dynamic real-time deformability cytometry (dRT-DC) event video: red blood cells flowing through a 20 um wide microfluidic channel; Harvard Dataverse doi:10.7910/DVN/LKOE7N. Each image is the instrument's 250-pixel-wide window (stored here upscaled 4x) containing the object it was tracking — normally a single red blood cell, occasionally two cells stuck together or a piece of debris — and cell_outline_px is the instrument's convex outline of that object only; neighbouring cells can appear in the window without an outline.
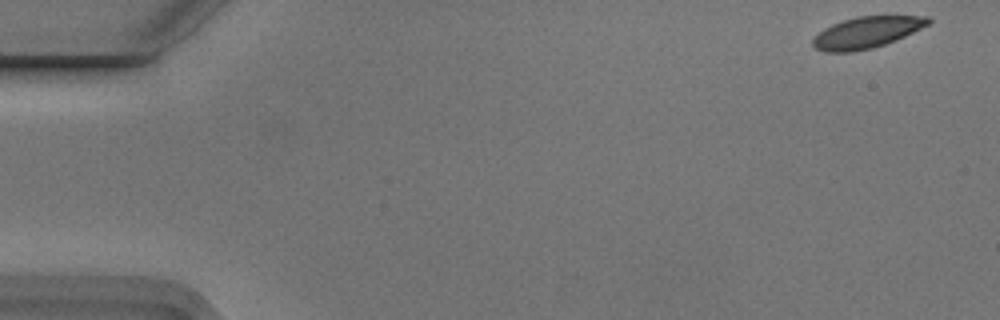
{"species": "Egyptian fruit bat (a non-hibernating species)", "species_latin": "Rousettus aegyptiacus", "temperature_condition": "cold", "stored_images_in_passage": 5, "segment_of_instrument_passage": [1, 2], "camera_frame_rate_fps": 3000, "um_per_image_px": 0.085, "animal": {"sex": "male"}, "frame": {"image": 1, "passage_image": 1, "time_ms": 0.0, "image_size_px": [1000, 320], "cell_outline_px": [[932, 20], [928, 24], [904, 36], [884, 44], [872, 48], [852, 52], [824, 52], [816, 48], [812, 44], [812, 40], [824, 28], [832, 24], [856, 16], [928, 16]], "centroid_in_image_um": [73.64, 2.75], "position_along_channel_um": 11.4, "area_um2": 20.81}}
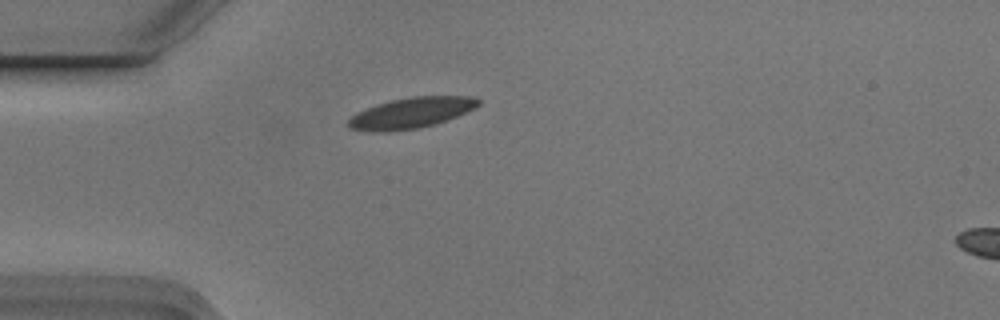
{"frame": {"image": 2, "passage_image": 4, "time_ms": 1.0, "image_size_px": [1000, 320], "cell_outline_px": [[480, 104], [456, 116], [432, 124], [416, 128], [384, 132], [372, 132], [352, 128], [348, 124], [348, 120], [356, 112], [376, 104], [392, 100], [412, 96], [476, 96], [480, 100]], "centroid_in_image_um": [34.92, 9.58], "position_along_channel_um": 50.1, "area_um2": 22.89}}